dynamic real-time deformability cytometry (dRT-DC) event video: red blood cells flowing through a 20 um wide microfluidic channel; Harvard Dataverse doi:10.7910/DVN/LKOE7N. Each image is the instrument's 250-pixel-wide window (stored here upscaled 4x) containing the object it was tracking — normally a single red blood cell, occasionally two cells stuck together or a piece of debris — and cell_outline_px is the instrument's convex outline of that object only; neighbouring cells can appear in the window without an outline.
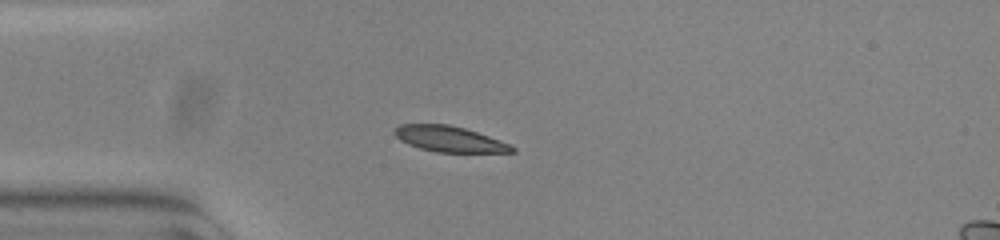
{"species": "common noctule bat (a hibernating species)", "species_latin": "Nyctalus noctula", "temperature_condition": "warm", "stored_images_in_passage": 48, "camera_frame_rate_fps": 3000, "um_per_image_px": 0.085, "animal": {"sex": "female", "body_mass_g": 23.0, "forearm_length_mm": 53.4}, "frame": {"image": 1, "passage_image": 12, "time_ms": 3.667, "image_size_px": [1000, 240], "cell_outline_px": [[516, 152], [436, 152], [420, 148], [408, 144], [400, 140], [392, 132], [400, 124], [448, 124], [464, 128], [488, 136], [508, 144], [516, 148]], "centroid_in_image_um": [38.16, 11.81], "position_along_channel_um": 46.8, "area_um2": 17.4}}
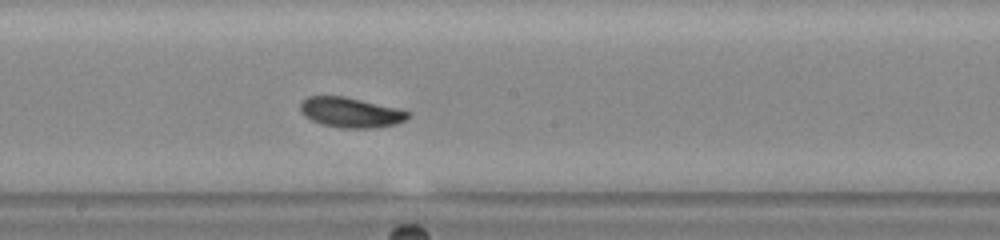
{"frame": {"image": 2, "passage_image": 27, "time_ms": 8.667, "image_size_px": [1000, 240], "cell_outline_px": [[408, 116], [404, 120], [396, 124], [376, 128], [340, 128], [320, 124], [304, 116], [300, 108], [300, 104], [308, 96], [344, 96], [396, 108], [408, 112]], "centroid_in_image_um": [29.76, 9.57], "position_along_channel_um": 218.4, "area_um2": 18.67}}
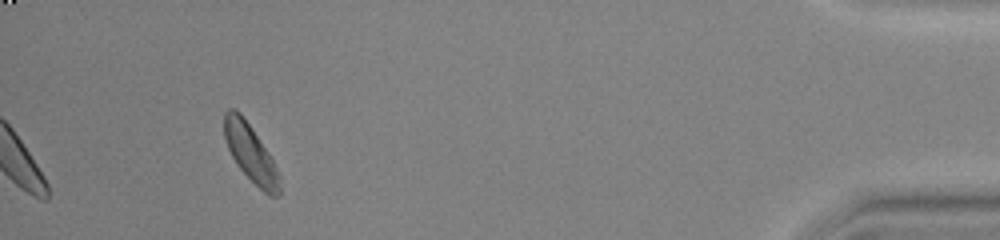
{"frame": {"image": 3, "passage_image": 48, "time_ms": 15.667, "image_size_px": [1000, 240], "cell_outline_px": [[280, 196], [268, 196], [236, 164], [228, 148], [224, 136], [224, 112], [228, 108], [236, 108], [240, 112], [268, 152], [280, 176]], "centroid_in_image_um": [21.29, 13.0], "position_along_channel_um": 413.9, "area_um2": 18.21}, "authors_computed_cell_mechanics": {"area_um2": 18.3515, "velocity_mm_per_s": 3.7599, "shape_relaxation_time_tau1_ms": 4.8071, "shape_relaxation_time_tau2_ms": null, "deformation_change_tau1": 0.1694, "deformation_change_tau2": null}}